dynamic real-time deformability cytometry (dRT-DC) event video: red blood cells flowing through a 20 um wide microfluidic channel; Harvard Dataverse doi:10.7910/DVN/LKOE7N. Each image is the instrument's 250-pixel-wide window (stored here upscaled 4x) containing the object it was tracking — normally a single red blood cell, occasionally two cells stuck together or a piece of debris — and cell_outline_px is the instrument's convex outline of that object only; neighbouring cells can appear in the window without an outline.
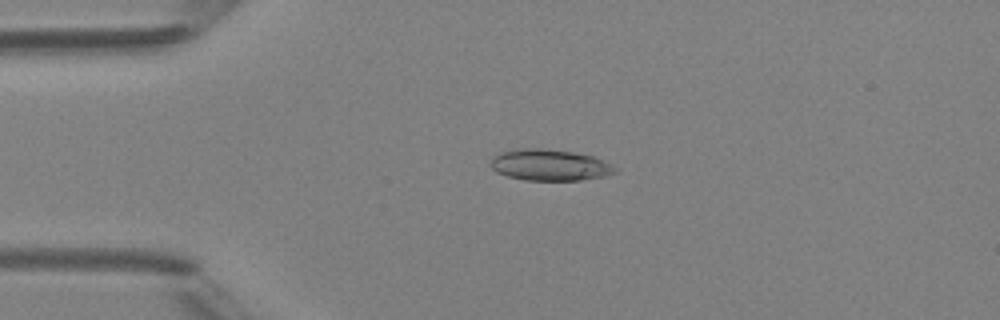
{"species": "Egyptian fruit bat (a non-hibernating species)", "species_latin": "Rousettus aegyptiacus", "temperature_condition": "room temperature", "stored_images_in_passage": 5, "camera_frame_rate_fps": 3000, "um_per_image_px": 0.085, "animal": {"sex": "female"}, "frame": {"image": 1, "passage_image": 4, "time_ms": 3.333, "image_size_px": [1000, 320], "cell_outline_px": [[620, 168], [616, 172], [604, 176], [580, 180], [524, 180], [508, 176], [496, 172], [492, 168], [492, 156], [500, 152], [520, 148], [540, 148], [572, 152], [592, 156]], "centroid_in_image_um": [46.73, 14.03], "position_along_channel_um": 38.3, "area_um2": 22.6}}